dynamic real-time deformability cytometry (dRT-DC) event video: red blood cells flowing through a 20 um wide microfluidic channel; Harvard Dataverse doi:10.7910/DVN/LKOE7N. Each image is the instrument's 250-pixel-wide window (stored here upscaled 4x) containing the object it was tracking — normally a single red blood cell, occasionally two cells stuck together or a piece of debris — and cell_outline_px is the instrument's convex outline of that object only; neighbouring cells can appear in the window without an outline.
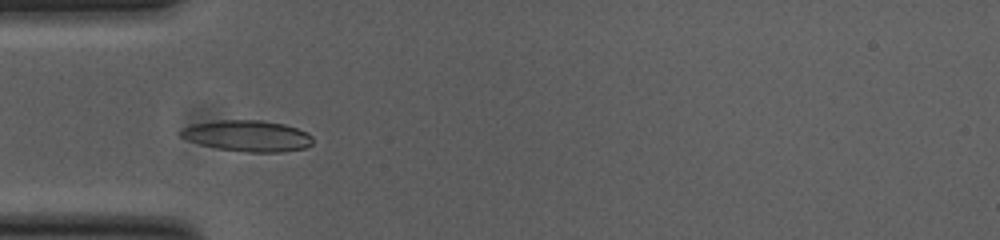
{"species": "common noctule bat (a hibernating species)", "species_latin": "Nyctalus noctula", "temperature_condition": "cold", "stored_images_in_passage": 9, "camera_frame_rate_fps": 3000, "um_per_image_px": 0.085, "animal": {"sex": "female", "body_mass_g": 23.0, "forearm_length_mm": 53.4}, "frame": {"image": 1, "passage_image": 3, "time_ms": 0.667, "image_size_px": [1000, 240], "cell_outline_px": [[312, 144], [304, 148], [280, 152], [248, 152], [216, 148], [200, 144], [188, 140], [180, 136], [180, 128], [192, 124], [220, 120], [260, 120], [284, 124], [308, 132], [312, 136]], "centroid_in_image_um": [21.03, 11.54], "position_along_channel_um": 64.0, "area_um2": 23.93}}
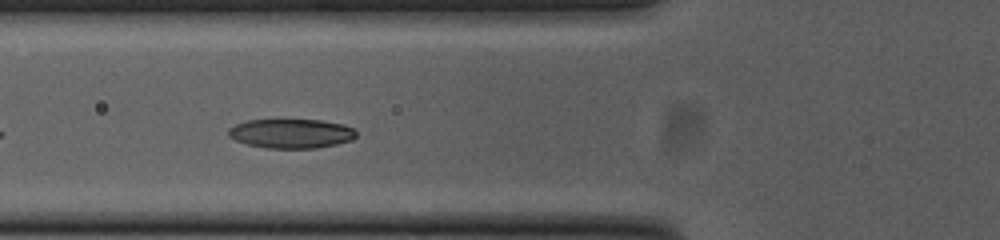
{"frame": {"image": 2, "passage_image": 6, "time_ms": 1.667, "image_size_px": [1000, 240], "cell_outline_px": [[356, 136], [352, 140], [336, 144], [316, 148], [268, 148], [248, 144], [236, 140], [228, 136], [228, 128], [236, 124], [248, 120], [320, 120], [344, 124], [356, 128]], "centroid_in_image_um": [24.78, 11.34], "position_along_channel_um": 101.0, "area_um2": 21.85}}
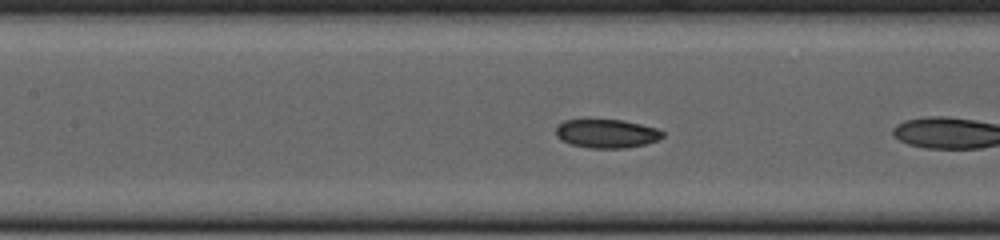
{"frame": {"image": 3, "passage_image": 8, "time_ms": 2.333, "image_size_px": [1000, 240], "cell_outline_px": [[664, 136], [660, 140], [644, 144], [624, 148], [588, 148], [572, 144], [560, 140], [556, 136], [556, 128], [564, 120], [620, 120], [640, 124], [656, 128], [664, 132]], "centroid_in_image_um": [51.57, 11.36], "position_along_channel_um": 155.8, "area_um2": 17.74}}